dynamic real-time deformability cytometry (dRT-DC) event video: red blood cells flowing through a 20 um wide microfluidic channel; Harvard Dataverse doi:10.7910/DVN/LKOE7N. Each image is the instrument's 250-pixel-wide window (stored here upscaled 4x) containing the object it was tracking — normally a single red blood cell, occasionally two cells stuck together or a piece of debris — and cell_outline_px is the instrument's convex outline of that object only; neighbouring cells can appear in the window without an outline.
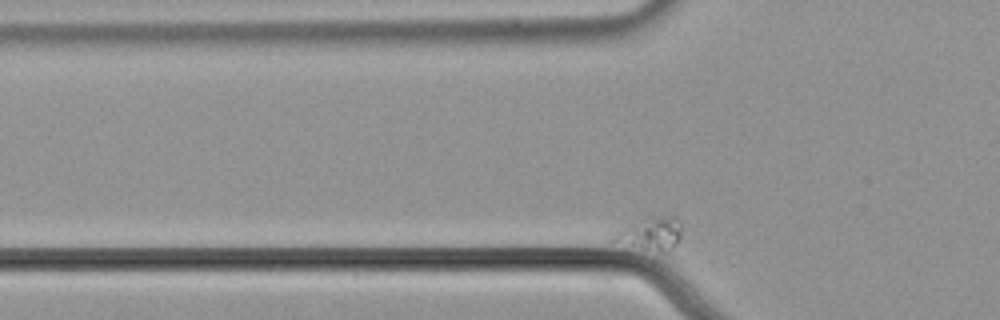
{"species": "common noctule bat (a hibernating species)", "species_latin": "Nyctalus noctula", "temperature_condition": "cold", "stored_images_in_passage": 40, "camera_frame_rate_fps": 3000, "um_per_image_px": 0.085, "animal": {"sex": "male", "body_mass_g": 21.5, "forearm_length_mm": 52.0}, "frame": {"image": 1, "passage_image": 3, "time_ms": 0.667, "image_size_px": [1000, 320], "cell_outline_px": [[680, 236], [676, 244], [668, 252], [660, 252], [608, 240], [616, 232], [632, 224], [656, 216], [676, 216], [680, 224]], "centroid_in_image_um": [55.34, 19.88], "position_along_channel_um": 70.5, "area_um2": 12.54}}
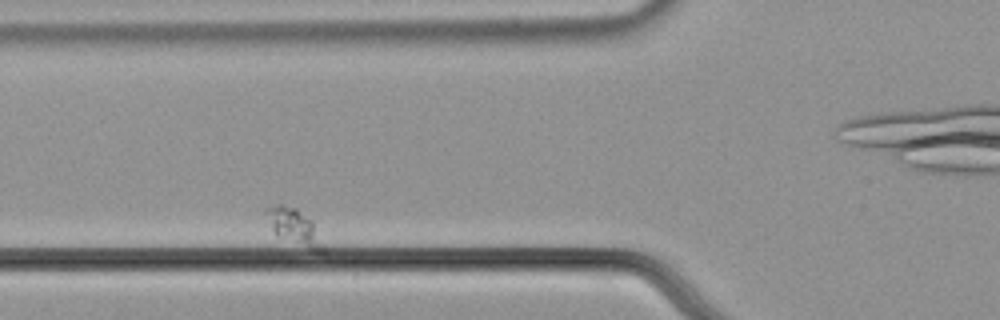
{"frame": {"image": 2, "passage_image": 7, "time_ms": 2.0, "image_size_px": [1000, 320], "cell_outline_px": [[324, 252], [316, 252], [276, 236], [264, 212], [268, 208], [276, 204], [284, 204], [296, 208], [312, 220], [324, 248]], "centroid_in_image_um": [25.0, 19.28], "position_along_channel_um": 100.8, "area_um2": 11.85}}